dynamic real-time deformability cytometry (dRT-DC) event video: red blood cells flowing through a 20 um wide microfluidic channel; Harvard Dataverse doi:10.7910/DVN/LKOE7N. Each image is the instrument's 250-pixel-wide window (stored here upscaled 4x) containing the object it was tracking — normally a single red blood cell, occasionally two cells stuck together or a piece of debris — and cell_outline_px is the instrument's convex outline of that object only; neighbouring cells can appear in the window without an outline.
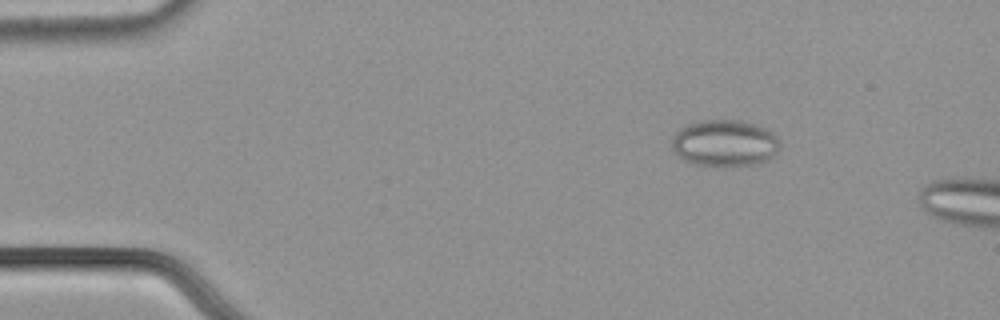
{"species": "common noctule bat (a hibernating species)", "species_latin": "Nyctalus noctula", "temperature_condition": "cold", "stored_images_in_passage": 55, "camera_frame_rate_fps": 3000, "um_per_image_px": 0.085, "animal": {"sex": "male", "body_mass_g": 21.5, "forearm_length_mm": 52.0}, "frame": {"image": 1, "passage_image": 8, "time_ms": 2.333, "image_size_px": [1000, 320], "cell_outline_px": [[780, 148], [768, 160], [760, 164], [696, 164], [684, 160], [672, 148], [672, 136], [680, 128], [688, 124], [704, 120], [740, 120], [756, 124], [768, 128], [776, 136], [780, 144]], "centroid_in_image_um": [61.63, 12.13], "position_along_channel_um": 23.4, "area_um2": 29.02}}
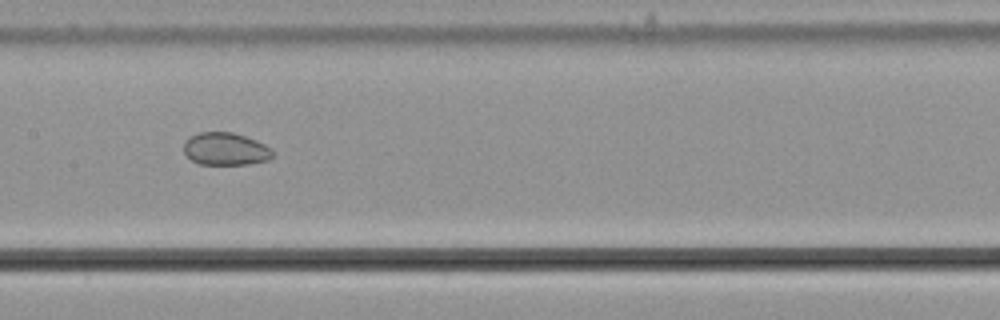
{"frame": {"image": 2, "passage_image": 28, "time_ms": 9.0, "image_size_px": [1000, 320], "cell_outline_px": [[272, 156], [268, 160], [248, 164], [200, 164], [192, 160], [184, 152], [184, 144], [188, 136], [200, 132], [232, 132], [256, 140], [264, 144], [272, 152]], "centroid_in_image_um": [19.14, 12.65], "position_along_channel_um": 188.3, "area_um2": 16.7}}
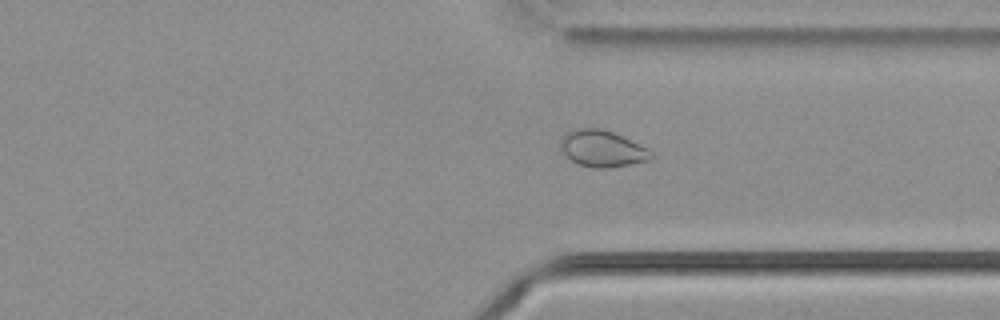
{"frame": {"image": 3, "passage_image": 42, "time_ms": 13.667, "image_size_px": [1000, 320], "cell_outline_px": [[656, 156], [652, 160], [608, 168], [592, 168], [580, 164], [572, 160], [560, 148], [560, 140], [568, 132], [576, 128], [600, 128], [612, 132], [648, 148]], "centroid_in_image_um": [51.23, 12.64], "position_along_channel_um": 360.2, "area_um2": 19.19}, "authors_computed_cell_mechanics": {"area_um2": 22.253, "velocity_mm_per_s": 3.6689, "shape_relaxation_time_tau1_ms": null, "shape_relaxation_time_tau2_ms": 4.0737, "deformation_change_tau1": null, "deformation_change_tau2": 0.0635}}